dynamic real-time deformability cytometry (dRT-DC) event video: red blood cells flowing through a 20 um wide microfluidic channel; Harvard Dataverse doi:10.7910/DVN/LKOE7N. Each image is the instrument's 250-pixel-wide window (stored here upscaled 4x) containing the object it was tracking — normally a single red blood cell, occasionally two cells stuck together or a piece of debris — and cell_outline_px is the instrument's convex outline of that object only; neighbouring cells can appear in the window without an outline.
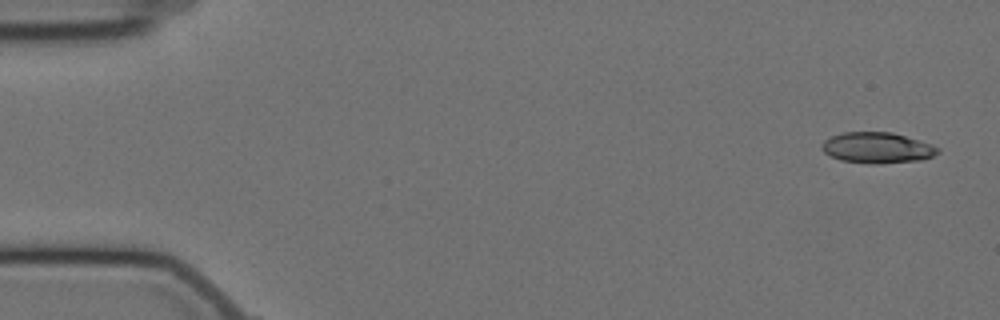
{"species": "Egyptian fruit bat (a non-hibernating species)", "species_latin": "Rousettus aegyptiacus", "temperature_condition": "cold", "stored_images_in_passage": 2, "camera_frame_rate_fps": 3000, "um_per_image_px": 0.085, "animal": {"sex": "female"}, "frame": {"image": 1, "passage_image": 1, "time_ms": 0.0, "image_size_px": [1000, 320], "cell_outline_px": [[940, 152], [932, 156], [920, 160], [876, 164], [840, 160], [824, 152], [820, 148], [820, 144], [824, 140], [832, 136], [844, 132], [892, 132], [932, 144], [940, 148]], "centroid_in_image_um": [74.56, 12.55], "position_along_channel_um": 10.4, "area_um2": 20.81}}